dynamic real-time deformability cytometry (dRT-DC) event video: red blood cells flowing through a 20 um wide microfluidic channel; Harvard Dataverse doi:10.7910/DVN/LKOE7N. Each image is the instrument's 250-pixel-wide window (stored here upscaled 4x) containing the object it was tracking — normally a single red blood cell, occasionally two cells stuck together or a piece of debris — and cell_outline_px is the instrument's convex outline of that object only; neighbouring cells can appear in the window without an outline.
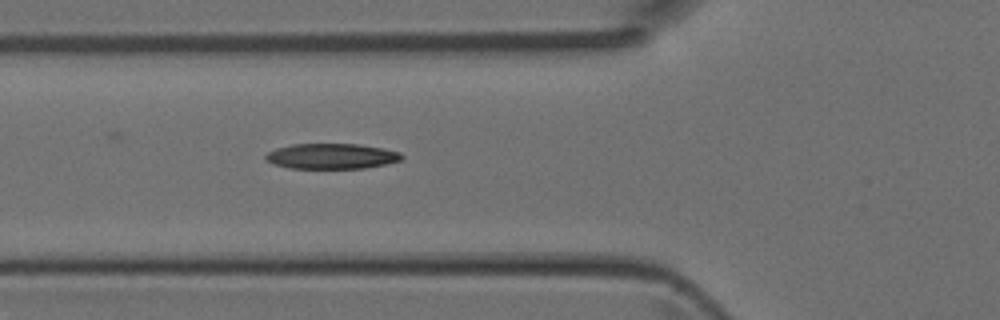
{"species": "Egyptian fruit bat (a non-hibernating species)", "species_latin": "Rousettus aegyptiacus", "temperature_condition": "room temperature", "stored_images_in_passage": 5, "camera_frame_rate_fps": 3000, "um_per_image_px": 0.085, "animal": {"sex": "female"}, "frame": {"image": 1, "passage_image": 5, "time_ms": 1.333, "image_size_px": [1000, 320], "cell_outline_px": [[404, 156], [400, 160], [384, 164], [364, 168], [288, 168], [264, 160], [264, 156], [268, 152], [276, 148], [292, 144], [356, 144], [384, 148], [400, 152]], "centroid_in_image_um": [28.16, 13.27], "position_along_channel_um": 97.6, "area_um2": 20.06}}